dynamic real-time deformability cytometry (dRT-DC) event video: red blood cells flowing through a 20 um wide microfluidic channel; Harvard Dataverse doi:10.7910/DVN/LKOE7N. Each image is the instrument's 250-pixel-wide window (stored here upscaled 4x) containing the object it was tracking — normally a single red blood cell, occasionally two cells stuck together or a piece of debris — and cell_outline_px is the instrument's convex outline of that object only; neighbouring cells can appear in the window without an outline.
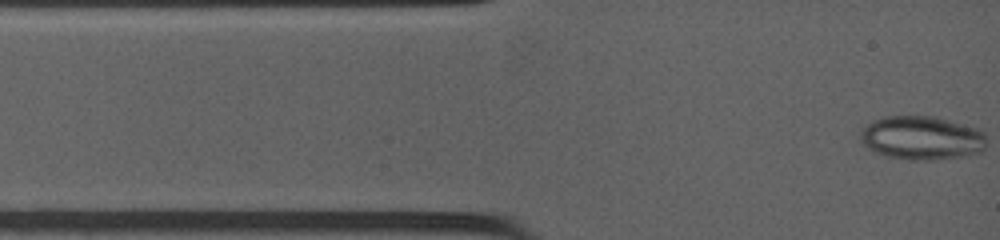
{"species": "common noctule bat (a hibernating species)", "species_latin": "Nyctalus noctula", "temperature_condition": "warm", "stored_images_in_passage": 30, "camera_frame_rate_fps": 4500, "um_per_image_px": 0.085, "animal": {"sex": "female", "body_mass_g": 19.0, "forearm_length_mm": 53.3}, "frame": {"image": 1, "passage_image": 1, "time_ms": 0.0, "image_size_px": [1000, 240], "cell_outline_px": [[984, 148], [980, 152], [964, 156], [916, 160], [892, 156], [880, 152], [864, 144], [860, 140], [860, 136], [864, 128], [868, 124], [876, 120], [888, 116], [932, 116], [972, 128], [980, 132], [984, 136]], "centroid_in_image_um": [78.34, 11.71], "position_along_channel_um": 6.7, "area_um2": 30.63}}
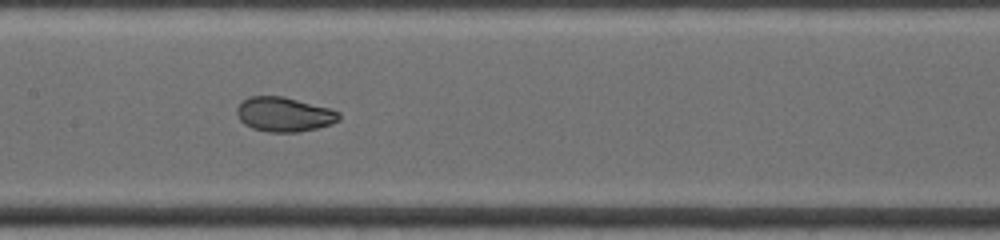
{"frame": {"image": 2, "passage_image": 19, "time_ms": 5.556, "image_size_px": [1000, 240], "cell_outline_px": [[340, 120], [332, 124], [300, 132], [268, 132], [252, 128], [244, 124], [240, 120], [236, 112], [236, 108], [248, 96], [284, 96], [328, 108], [340, 112]], "centroid_in_image_um": [24.15, 9.72], "position_along_channel_um": 183.3, "area_um2": 20.58}}
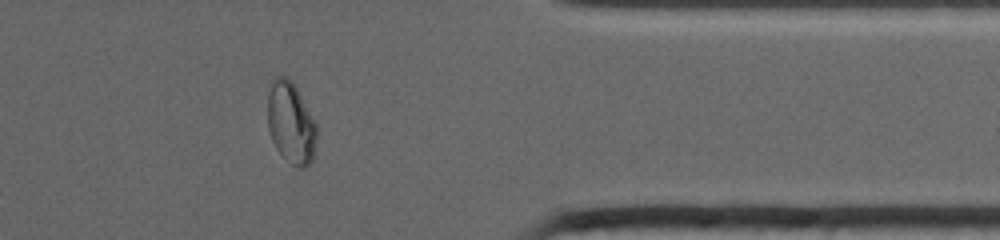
{"frame": {"image": 3, "passage_image": 28, "time_ms": 11.111, "image_size_px": [1000, 240], "cell_outline_px": [[316, 144], [312, 160], [304, 168], [296, 168], [276, 148], [272, 140], [268, 128], [268, 92], [272, 80], [276, 76], [288, 76], [292, 80], [316, 124]], "centroid_in_image_um": [24.72, 10.43], "position_along_channel_um": 386.7, "area_um2": 23.18}}